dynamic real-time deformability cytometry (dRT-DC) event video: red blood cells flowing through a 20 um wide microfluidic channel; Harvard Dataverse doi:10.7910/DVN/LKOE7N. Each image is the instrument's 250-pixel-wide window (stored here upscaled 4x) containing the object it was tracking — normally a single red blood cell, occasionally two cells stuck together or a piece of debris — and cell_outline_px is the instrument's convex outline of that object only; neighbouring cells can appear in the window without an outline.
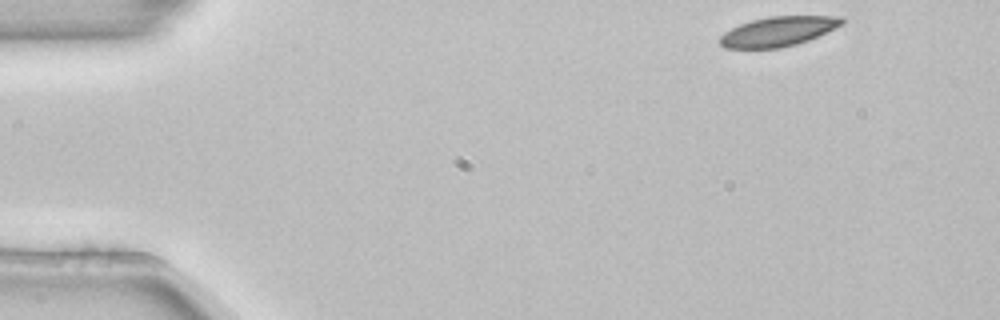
{"species": "common noctule bat (a hibernating species)", "species_latin": "Nyctalus noctula", "temperature_condition": "room temperature", "stored_images_in_passage": 3, "camera_frame_rate_fps": 3000, "um_per_image_px": 0.085, "animal": {"sex": "female", "body_mass_g": 22.7, "forearm_length_mm": 54.2}, "frame": {"image": 1, "passage_image": 1, "time_ms": 0.0, "image_size_px": [1000, 320], "cell_outline_px": [[844, 24], [808, 40], [796, 44], [780, 48], [724, 48], [720, 44], [720, 36], [724, 32], [740, 24], [752, 20], [768, 16], [844, 16]], "centroid_in_image_um": [66.15, 2.66], "position_along_channel_um": 18.8, "area_um2": 21.04}}
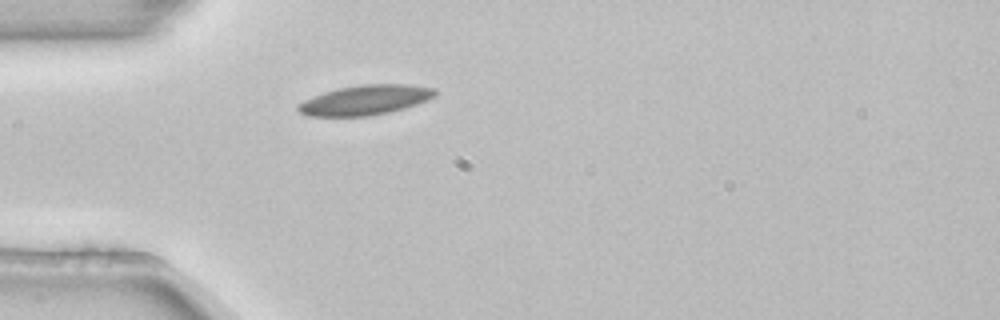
{"frame": {"image": 2, "passage_image": 3, "time_ms": 0.667, "image_size_px": [1000, 320], "cell_outline_px": [[436, 92], [432, 96], [416, 104], [404, 108], [388, 112], [368, 116], [308, 116], [300, 112], [296, 108], [296, 104], [312, 96], [324, 92], [340, 88], [364, 84], [408, 84], [436, 88]], "centroid_in_image_um": [30.99, 8.5], "position_along_channel_um": 54.0, "area_um2": 23.58}}